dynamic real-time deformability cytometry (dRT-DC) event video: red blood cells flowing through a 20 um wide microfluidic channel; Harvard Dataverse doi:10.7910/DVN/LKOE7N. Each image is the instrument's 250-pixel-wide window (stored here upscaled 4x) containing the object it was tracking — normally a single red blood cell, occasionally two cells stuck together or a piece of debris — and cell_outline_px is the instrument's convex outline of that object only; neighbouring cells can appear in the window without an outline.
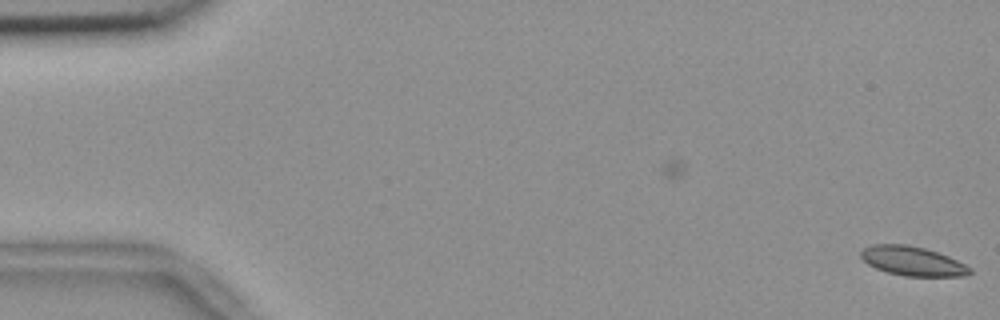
{"species": "common noctule bat (a hibernating species)", "species_latin": "Nyctalus noctula", "temperature_condition": "room temperature", "stored_images_in_passage": 6, "camera_frame_rate_fps": 3000, "um_per_image_px": 0.085, "animal": {"sex": "female", "body_mass_g": 18.4}, "frame": {"image": 1, "passage_image": 6, "time_ms": 1.667, "image_size_px": [1000, 320], "cell_outline_px": [[972, 272], [964, 276], [904, 276], [888, 272], [876, 268], [868, 264], [860, 256], [860, 252], [864, 248], [872, 244], [908, 244], [924, 248], [948, 256], [972, 268]], "centroid_in_image_um": [77.55, 22.19], "position_along_channel_um": 7.4, "area_um2": 18.5}}